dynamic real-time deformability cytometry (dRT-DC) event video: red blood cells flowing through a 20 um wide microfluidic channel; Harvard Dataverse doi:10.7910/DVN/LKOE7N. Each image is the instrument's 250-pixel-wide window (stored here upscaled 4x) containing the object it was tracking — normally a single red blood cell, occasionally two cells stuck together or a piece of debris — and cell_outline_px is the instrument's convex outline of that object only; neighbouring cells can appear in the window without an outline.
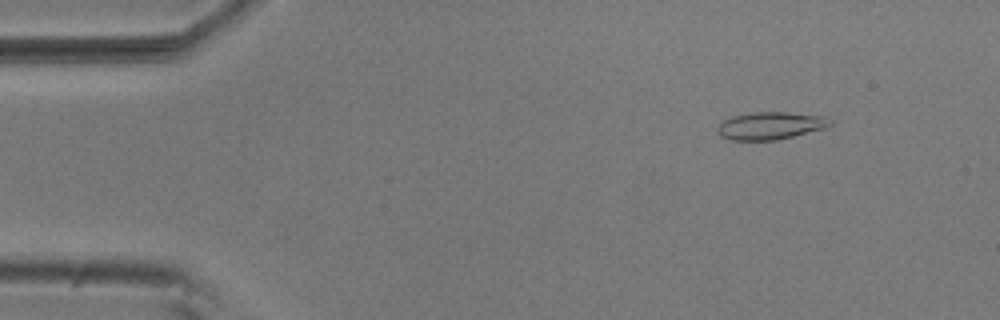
{"species": "common noctule bat (a hibernating species)", "species_latin": "Nyctalus noctula", "temperature_condition": "room temperature", "stored_images_in_passage": 4, "camera_frame_rate_fps": 3000, "um_per_image_px": 0.085, "animal": {"sex": "male", "body_mass_g": 20.5, "forearm_length_mm": 52.5}, "frame": {"image": 1, "passage_image": 2, "time_ms": 0.333, "image_size_px": [1000, 320], "cell_outline_px": [[832, 124], [824, 128], [776, 140], [732, 140], [720, 136], [716, 132], [716, 128], [724, 120], [732, 116], [752, 112], [788, 112], [828, 116], [832, 120]], "centroid_in_image_um": [65.48, 10.67], "position_along_channel_um": 19.5, "area_um2": 18.15}}
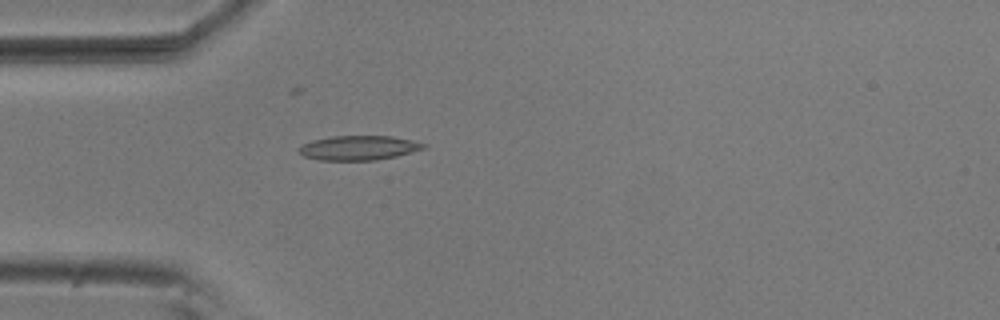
{"frame": {"image": 2, "passage_image": 4, "time_ms": 1.0, "image_size_px": [1000, 320], "cell_outline_px": [[428, 148], [396, 156], [376, 160], [320, 160], [304, 156], [296, 148], [312, 140], [332, 136], [392, 136], [412, 140], [428, 144]], "centroid_in_image_um": [30.53, 12.56], "position_along_channel_um": 54.5, "area_um2": 17.86}}